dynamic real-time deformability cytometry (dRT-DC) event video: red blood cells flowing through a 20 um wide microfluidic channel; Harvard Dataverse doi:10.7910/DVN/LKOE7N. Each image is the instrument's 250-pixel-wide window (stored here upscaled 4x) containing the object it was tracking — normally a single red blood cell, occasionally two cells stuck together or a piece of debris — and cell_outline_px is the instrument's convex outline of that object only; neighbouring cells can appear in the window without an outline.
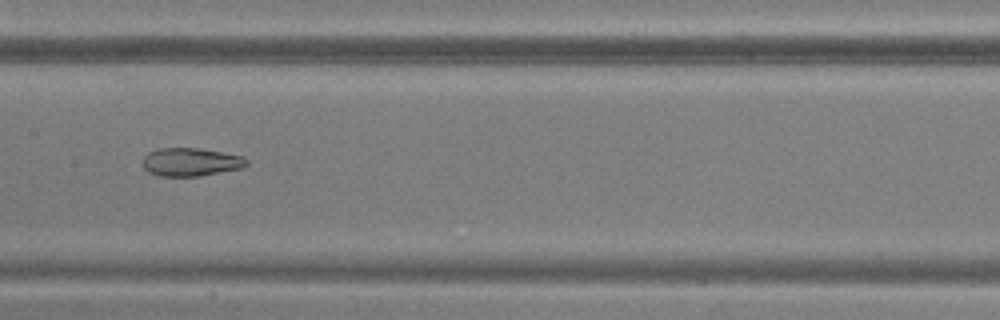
{"species": "common noctule bat (a hibernating species)", "species_latin": "Nyctalus noctula", "temperature_condition": "warm", "stored_images_in_passage": 49, "camera_frame_rate_fps": 3000, "um_per_image_px": 0.085, "animal": {"sex": "male", "body_mass_g": 20.5, "forearm_length_mm": 52.5}, "frame": {"image": 1, "passage_image": 25, "time_ms": 8.0, "image_size_px": [1000, 320], "cell_outline_px": [[248, 164], [244, 168], [200, 176], [156, 176], [148, 172], [144, 168], [144, 156], [148, 152], [156, 148], [200, 148], [244, 156], [248, 160]], "centroid_in_image_um": [16.24, 13.77], "position_along_channel_um": 191.2, "area_um2": 17.34}}
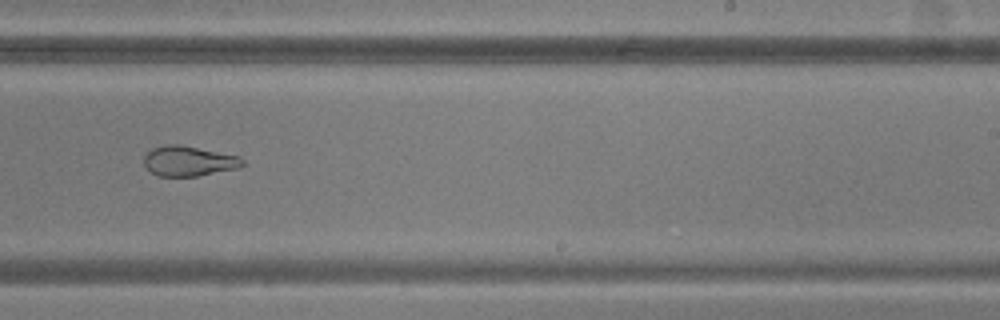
{"frame": {"image": 2, "passage_image": 31, "time_ms": 10.0, "image_size_px": [1000, 320], "cell_outline_px": [[244, 164], [240, 168], [196, 176], [156, 176], [144, 164], [144, 156], [152, 148], [164, 144], [180, 144], [240, 156], [244, 160]], "centroid_in_image_um": [16.06, 13.68], "position_along_channel_um": 272.9, "area_um2": 17.4}}
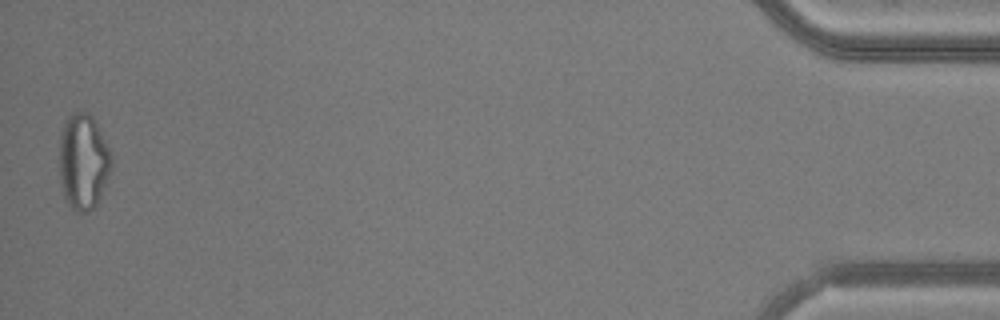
{"frame": {"image": 3, "passage_image": 49, "time_ms": 16.0, "image_size_px": [1000, 320], "cell_outline_px": [[112, 168], [100, 196], [96, 204], [88, 212], [76, 212], [64, 200], [60, 180], [60, 136], [64, 124], [68, 116], [72, 112], [88, 112], [92, 116], [112, 156]], "centroid_in_image_um": [7.07, 13.76], "position_along_channel_um": 428.1, "area_um2": 28.9}}